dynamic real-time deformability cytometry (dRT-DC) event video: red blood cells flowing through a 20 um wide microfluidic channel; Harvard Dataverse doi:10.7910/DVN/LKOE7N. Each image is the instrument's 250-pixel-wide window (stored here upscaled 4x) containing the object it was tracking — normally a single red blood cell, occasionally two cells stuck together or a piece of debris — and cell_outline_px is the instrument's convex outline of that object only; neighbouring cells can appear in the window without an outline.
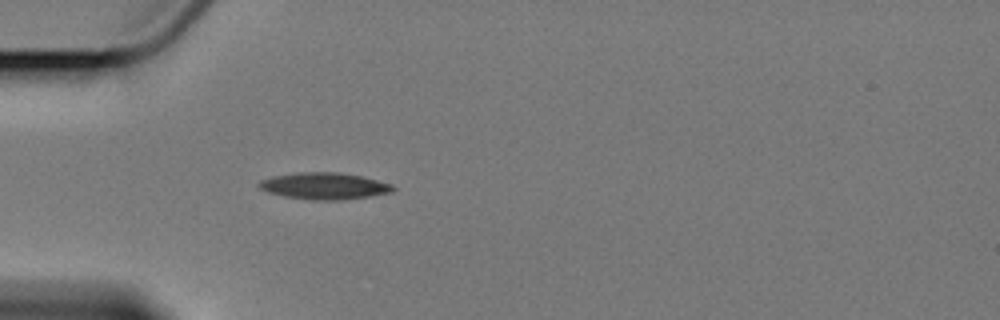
{"species": "Egyptian fruit bat (a non-hibernating species)", "species_latin": "Rousettus aegyptiacus", "temperature_condition": "cold", "stored_images_in_passage": 1, "camera_frame_rate_fps": 3000, "um_per_image_px": 0.085, "animal": {"sex": "female"}, "frame": {"image": 1, "passage_image": 1, "time_ms": 0.0, "image_size_px": [1000, 320], "cell_outline_px": [[396, 188], [392, 192], [368, 196], [340, 200], [312, 200], [284, 196], [268, 192], [260, 188], [256, 184], [260, 180], [272, 176], [296, 172], [340, 172], [360, 176], [392, 184]], "centroid_in_image_um": [27.53, 15.8], "position_along_channel_um": 57.5, "area_um2": 20.81}}